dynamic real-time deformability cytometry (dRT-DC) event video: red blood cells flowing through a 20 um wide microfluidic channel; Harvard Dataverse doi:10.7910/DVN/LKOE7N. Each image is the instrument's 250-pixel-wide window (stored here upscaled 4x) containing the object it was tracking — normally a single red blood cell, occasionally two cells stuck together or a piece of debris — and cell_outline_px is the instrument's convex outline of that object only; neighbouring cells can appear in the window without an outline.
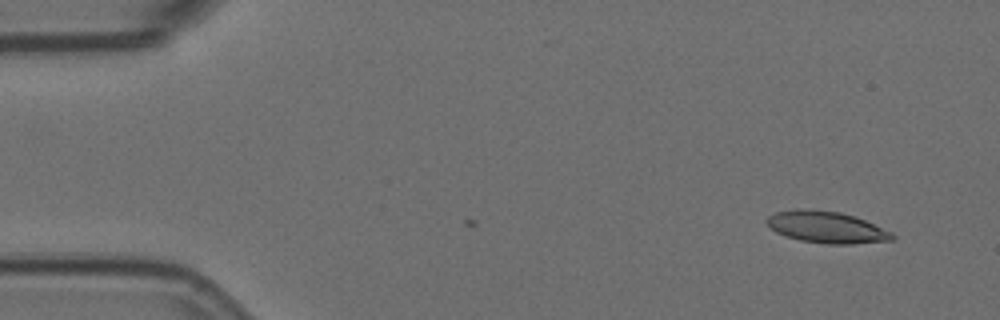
{"species": "Egyptian fruit bat (a non-hibernating species)", "species_latin": "Rousettus aegyptiacus", "temperature_condition": "room temperature", "stored_images_in_passage": 2, "camera_frame_rate_fps": 3000, "um_per_image_px": 0.085, "animal": {"sex": "female"}, "frame": {"image": 1, "passage_image": 2, "time_ms": 0.333, "image_size_px": [1000, 320], "cell_outline_px": [[896, 236], [892, 240], [852, 244], [828, 244], [800, 240], [776, 232], [764, 220], [768, 216], [776, 212], [796, 208], [840, 212], [864, 220], [892, 232]], "centroid_in_image_um": [70.25, 19.31], "position_along_channel_um": 14.8, "area_um2": 22.89}}